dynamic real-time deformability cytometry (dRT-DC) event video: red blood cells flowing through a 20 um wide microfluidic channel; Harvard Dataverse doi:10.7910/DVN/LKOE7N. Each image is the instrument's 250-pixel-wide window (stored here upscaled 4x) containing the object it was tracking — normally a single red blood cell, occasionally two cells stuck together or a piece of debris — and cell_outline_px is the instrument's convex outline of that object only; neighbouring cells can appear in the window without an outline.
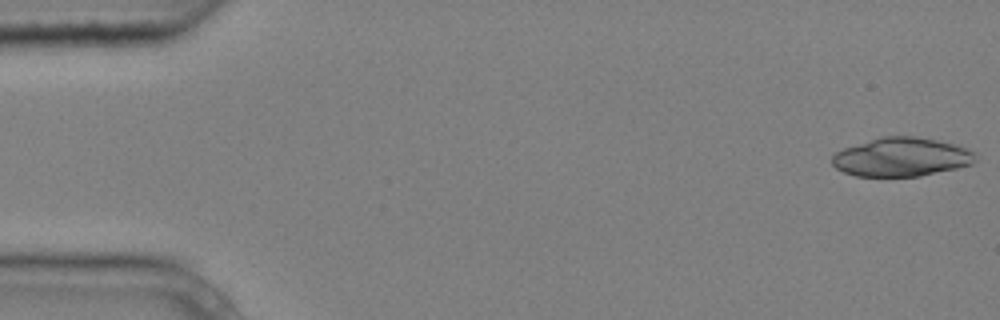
{"species": "common noctule bat (a hibernating species)", "species_latin": "Nyctalus noctula", "temperature_condition": "cold", "stored_images_in_passage": 5, "camera_frame_rate_fps": 3000, "um_per_image_px": 0.085, "animal": {"sex": "male", "body_mass_g": 20.4}, "frame": {"image": 1, "passage_image": 1, "time_ms": 0.0, "image_size_px": [1000, 320], "cell_outline_px": [[976, 160], [972, 164], [956, 168], [920, 176], [856, 176], [844, 172], [836, 168], [832, 164], [832, 156], [836, 152], [844, 148], [880, 136], [916, 136], [956, 144], [972, 152], [976, 156]], "centroid_in_image_um": [76.6, 13.34], "position_along_channel_um": 8.4, "area_um2": 32.25}}